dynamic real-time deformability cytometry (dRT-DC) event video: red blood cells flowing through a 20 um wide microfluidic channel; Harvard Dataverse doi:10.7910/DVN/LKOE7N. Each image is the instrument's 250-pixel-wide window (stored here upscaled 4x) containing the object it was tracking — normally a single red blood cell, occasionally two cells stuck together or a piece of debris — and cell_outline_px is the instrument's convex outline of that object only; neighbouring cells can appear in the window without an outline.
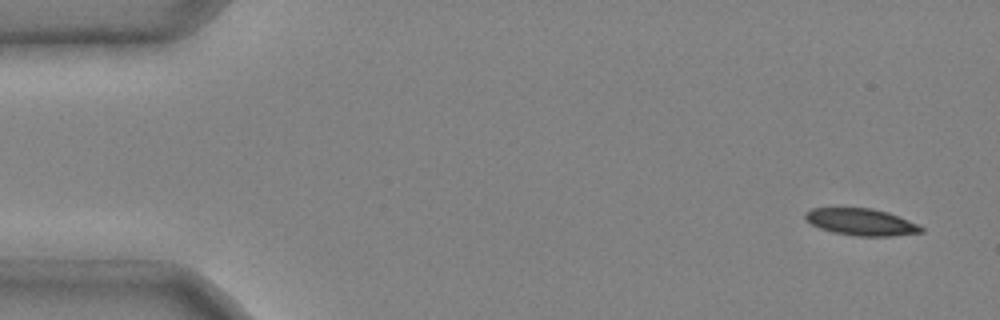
{"species": "common noctule bat (a hibernating species)", "species_latin": "Nyctalus noctula", "temperature_condition": "cold", "stored_images_in_passage": 4, "camera_frame_rate_fps": 3000, "um_per_image_px": 0.085, "animal": {"sex": "male", "body_mass_g": 20.4}, "frame": {"image": 1, "passage_image": 1, "time_ms": 0.0, "image_size_px": [1000, 320], "cell_outline_px": [[924, 232], [892, 236], [856, 236], [832, 232], [820, 228], [804, 220], [804, 212], [812, 208], [872, 208], [888, 212], [908, 220], [924, 228]], "centroid_in_image_um": [73.17, 18.87], "position_along_channel_um": 11.8, "area_um2": 18.21}}
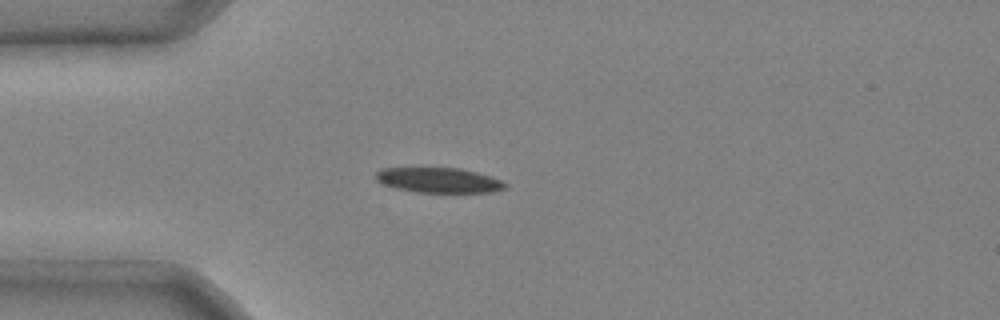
{"frame": {"image": 2, "passage_image": 4, "time_ms": 1.0, "image_size_px": [1000, 320], "cell_outline_px": [[508, 188], [492, 192], [416, 192], [396, 188], [384, 184], [376, 180], [376, 172], [384, 168], [460, 168], [476, 172], [500, 180], [508, 184]], "centroid_in_image_um": [37.32, 15.32], "position_along_channel_um": 47.7, "area_um2": 18.73}}